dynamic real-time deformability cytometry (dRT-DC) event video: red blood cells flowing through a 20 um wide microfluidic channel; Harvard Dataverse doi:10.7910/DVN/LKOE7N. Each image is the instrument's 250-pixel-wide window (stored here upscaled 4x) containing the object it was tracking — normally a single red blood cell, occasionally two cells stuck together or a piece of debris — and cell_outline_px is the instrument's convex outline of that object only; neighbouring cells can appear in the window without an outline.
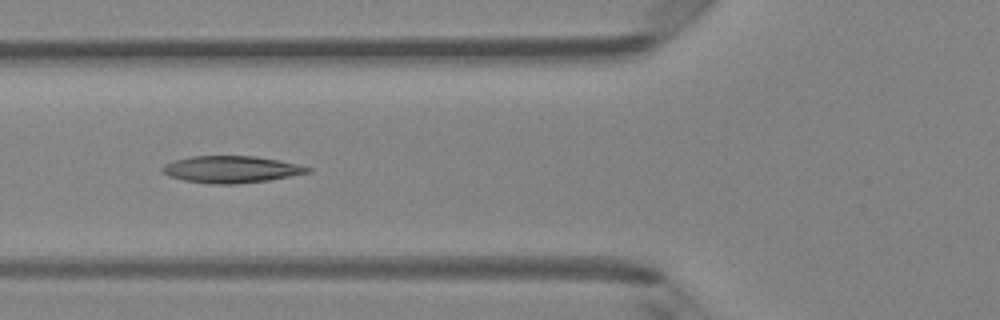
{"species": "Egyptian fruit bat (a non-hibernating species)", "species_latin": "Rousettus aegyptiacus", "temperature_condition": "room temperature", "stored_images_in_passage": 3, "camera_frame_rate_fps": 3000, "um_per_image_px": 0.085, "animal": {"sex": "female"}, "frame": {"image": 1, "passage_image": 3, "time_ms": 0.667, "image_size_px": [1000, 320], "cell_outline_px": [[312, 172], [268, 180], [236, 184], [208, 184], [184, 180], [168, 176], [160, 172], [160, 168], [164, 164], [172, 160], [192, 156], [256, 156], [280, 160], [312, 168]], "centroid_in_image_um": [19.6, 14.39], "position_along_channel_um": 106.2, "area_um2": 23.0}}